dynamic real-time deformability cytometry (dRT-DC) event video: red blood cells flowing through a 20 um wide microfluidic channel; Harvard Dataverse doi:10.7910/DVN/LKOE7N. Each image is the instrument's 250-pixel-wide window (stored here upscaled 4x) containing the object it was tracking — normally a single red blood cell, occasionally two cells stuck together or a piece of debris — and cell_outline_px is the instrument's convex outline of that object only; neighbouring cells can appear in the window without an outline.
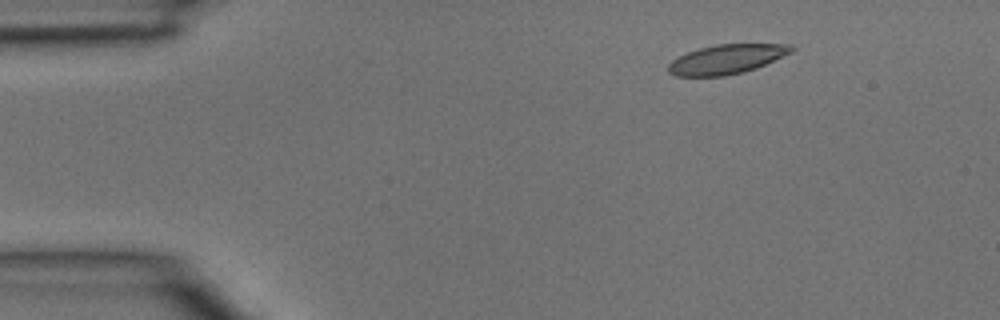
{"species": "common noctule bat (a hibernating species)", "species_latin": "Nyctalus noctula", "temperature_condition": "room temperature", "stored_images_in_passage": 4, "camera_frame_rate_fps": 3000, "um_per_image_px": 0.085, "animal": {"sex": "male", "body_mass_g": 15.6}, "frame": {"image": 1, "passage_image": 2, "time_ms": 0.333, "image_size_px": [1000, 320], "cell_outline_px": [[796, 48], [792, 52], [756, 68], [744, 72], [724, 76], [676, 76], [668, 72], [668, 64], [672, 60], [688, 52], [700, 48], [716, 44], [792, 44]], "centroid_in_image_um": [61.78, 5.03], "position_along_channel_um": 23.2, "area_um2": 21.04}}
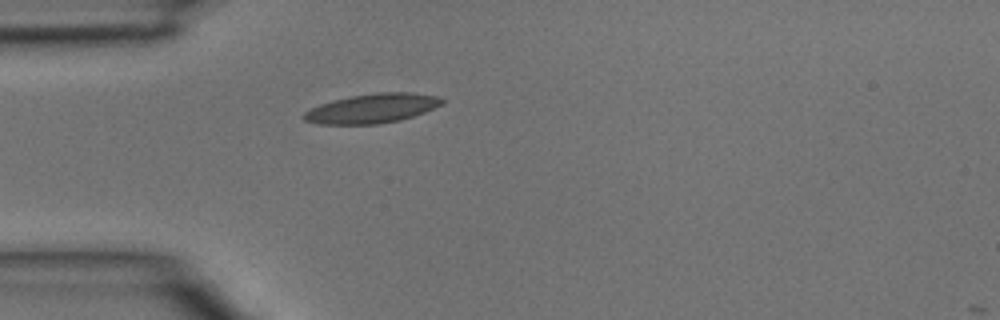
{"frame": {"image": 2, "passage_image": 3, "time_ms": 0.667, "image_size_px": [1000, 320], "cell_outline_px": [[444, 104], [424, 112], [400, 120], [380, 124], [320, 124], [304, 120], [300, 116], [304, 112], [320, 104], [332, 100], [352, 96], [376, 92], [412, 92], [436, 96], [444, 100]], "centroid_in_image_um": [31.63, 9.21], "position_along_channel_um": 53.4, "area_um2": 23.64}}